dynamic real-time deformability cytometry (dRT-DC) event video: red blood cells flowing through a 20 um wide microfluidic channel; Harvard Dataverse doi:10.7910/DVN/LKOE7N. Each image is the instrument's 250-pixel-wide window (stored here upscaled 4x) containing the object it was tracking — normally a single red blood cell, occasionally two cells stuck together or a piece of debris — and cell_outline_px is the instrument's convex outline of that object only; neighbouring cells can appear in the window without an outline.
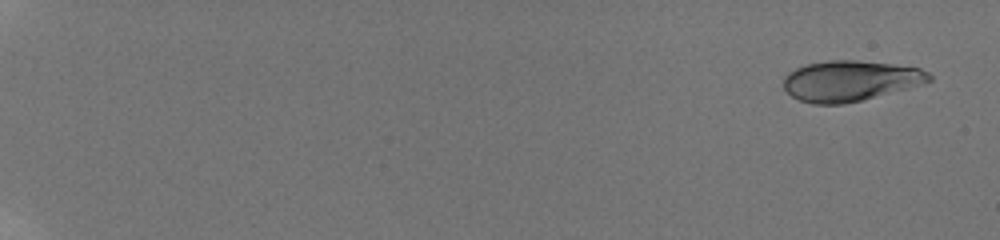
{"species": "human", "species_latin": "Homo sapiens", "temperature_condition": "room temperature", "stored_images_in_passage": 8, "camera_frame_rate_fps": 3000, "um_per_image_px": 0.085, "donor": {"sex": "male"}, "frame": {"image": 1, "passage_image": 1, "time_ms": 0.0, "image_size_px": [1000, 240], "cell_outline_px": [[932, 80], [924, 84], [844, 104], [812, 104], [800, 100], [792, 96], [784, 88], [784, 76], [788, 72], [804, 64], [828, 60], [856, 60], [892, 64], [920, 68], [928, 72], [932, 76]], "centroid_in_image_um": [72.26, 6.86], "position_along_channel_um": 12.7, "area_um2": 34.39}}
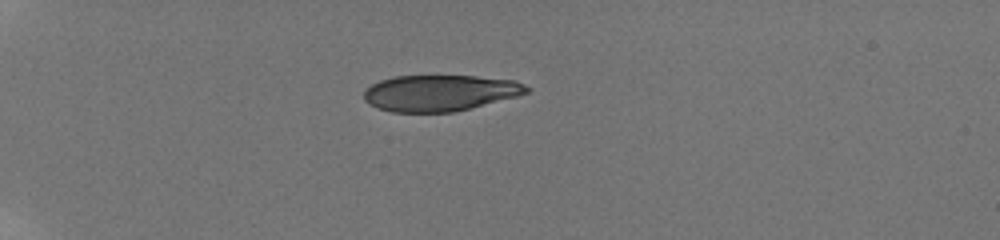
{"frame": {"image": 2, "passage_image": 6, "time_ms": 5.333, "image_size_px": [1000, 240], "cell_outline_px": [[532, 88], [528, 92], [516, 96], [452, 112], [392, 112], [376, 108], [368, 104], [364, 100], [364, 92], [372, 84], [380, 80], [392, 76], [476, 76], [516, 80]], "centroid_in_image_um": [37.37, 7.89], "position_along_channel_um": 47.6, "area_um2": 34.22}}